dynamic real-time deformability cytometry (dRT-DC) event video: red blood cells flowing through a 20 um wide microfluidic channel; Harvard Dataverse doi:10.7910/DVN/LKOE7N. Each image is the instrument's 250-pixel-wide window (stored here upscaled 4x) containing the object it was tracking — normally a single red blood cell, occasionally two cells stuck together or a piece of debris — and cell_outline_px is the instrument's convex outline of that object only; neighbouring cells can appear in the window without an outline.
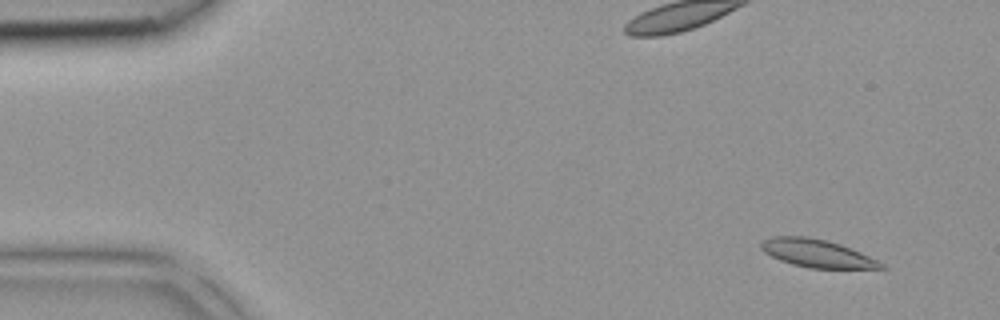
{"species": "common noctule bat (a hibernating species)", "species_latin": "Nyctalus noctula", "temperature_condition": "room temperature", "stored_images_in_passage": 42, "camera_frame_rate_fps": 3000, "um_per_image_px": 0.085, "animal": {"sex": "female", "body_mass_g": 18.4}, "frame": {"image": 1, "passage_image": 4, "time_ms": 1.0, "image_size_px": [1000, 320], "cell_outline_px": [[888, 268], [808, 268], [792, 264], [780, 260], [764, 252], [760, 248], [760, 244], [768, 236], [808, 236], [828, 240], [840, 244], [860, 252], [884, 264]], "centroid_in_image_um": [69.4, 21.52], "position_along_channel_um": 15.6, "area_um2": 19.48}}
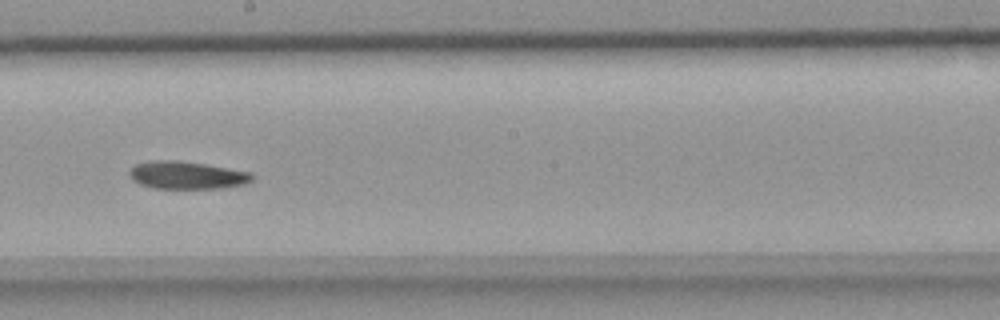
{"frame": {"image": 2, "passage_image": 24, "time_ms": 7.667, "image_size_px": [1000, 320], "cell_outline_px": [[256, 176], [252, 180], [244, 184], [220, 188], [152, 188], [140, 184], [132, 180], [128, 176], [128, 172], [136, 164], [156, 160], [176, 160], [204, 164], [252, 172]], "centroid_in_image_um": [15.88, 14.89], "position_along_channel_um": 232.3, "area_um2": 19.77}}
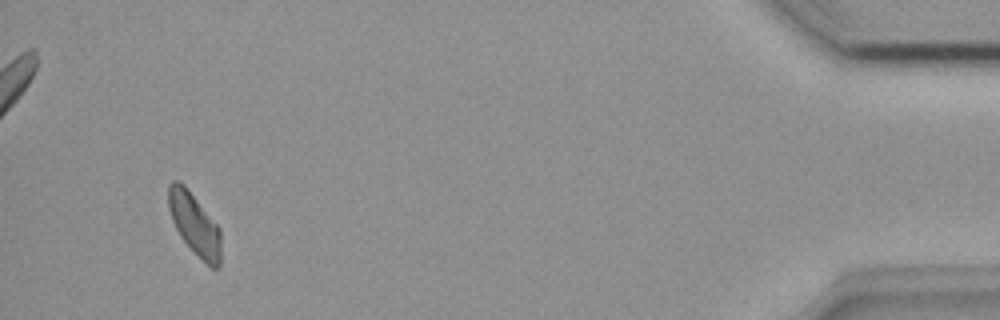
{"frame": {"image": 3, "passage_image": 40, "time_ms": 13.0, "image_size_px": [1000, 320], "cell_outline_px": [[220, 268], [212, 268], [180, 236], [172, 220], [168, 208], [168, 184], [172, 180], [180, 180], [188, 188], [220, 228]], "centroid_in_image_um": [16.52, 18.98], "position_along_channel_um": 418.7, "area_um2": 18.73}}